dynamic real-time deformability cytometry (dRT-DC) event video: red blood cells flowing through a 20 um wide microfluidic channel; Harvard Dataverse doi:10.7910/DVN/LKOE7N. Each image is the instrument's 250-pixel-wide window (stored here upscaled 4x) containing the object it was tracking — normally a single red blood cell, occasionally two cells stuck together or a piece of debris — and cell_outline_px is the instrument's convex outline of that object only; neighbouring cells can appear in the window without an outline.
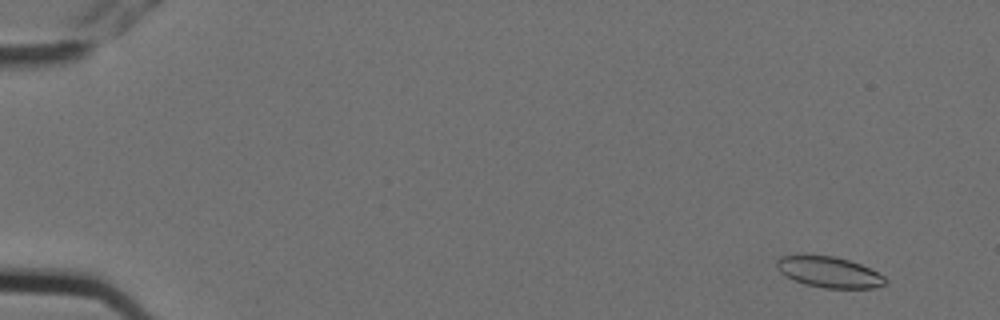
{"species": "Egyptian fruit bat (a non-hibernating species)", "species_latin": "Rousettus aegyptiacus", "temperature_condition": "cold", "stored_images_in_passage": 5, "camera_frame_rate_fps": 3000, "um_per_image_px": 0.085, "animal": {"sex": "female"}, "frame": {"image": 1, "passage_image": 1, "time_ms": 0.0, "image_size_px": [1000, 320], "cell_outline_px": [[884, 284], [872, 288], [824, 288], [804, 284], [784, 276], [776, 268], [776, 260], [784, 256], [836, 256], [860, 264], [884, 276]], "centroid_in_image_um": [70.42, 23.14], "position_along_channel_um": 14.6, "area_um2": 19.19}}
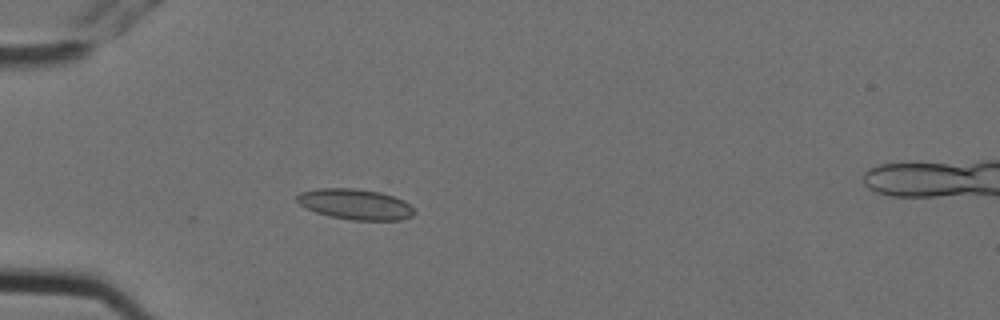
{"frame": {"image": 2, "passage_image": 4, "time_ms": 1.0, "image_size_px": [1000, 320], "cell_outline_px": [[412, 216], [404, 220], [352, 220], [328, 216], [316, 212], [300, 204], [296, 200], [296, 196], [300, 192], [316, 188], [356, 188], [380, 192], [404, 200], [412, 208]], "centroid_in_image_um": [30.17, 17.35], "position_along_channel_um": 54.8, "area_um2": 20.87}}